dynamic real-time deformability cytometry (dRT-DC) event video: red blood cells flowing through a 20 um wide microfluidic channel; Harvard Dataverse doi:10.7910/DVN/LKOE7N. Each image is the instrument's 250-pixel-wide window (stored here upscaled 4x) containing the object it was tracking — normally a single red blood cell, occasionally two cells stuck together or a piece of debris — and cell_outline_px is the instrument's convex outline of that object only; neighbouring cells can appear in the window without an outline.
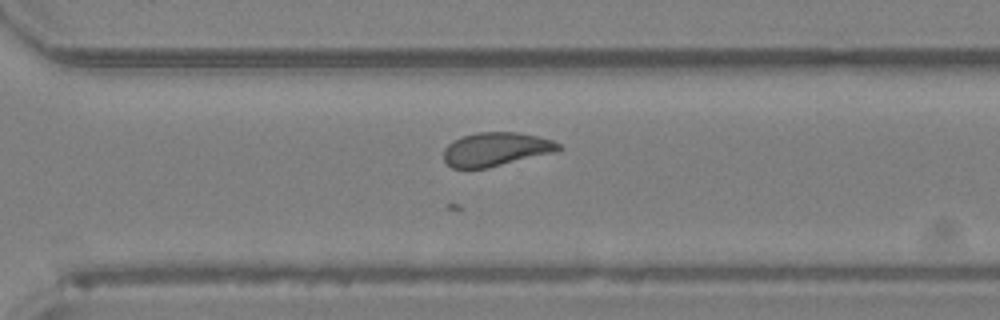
{"species": "Egyptian fruit bat (a non-hibernating species)", "species_latin": "Rousettus aegyptiacus", "temperature_condition": "room temperature", "stored_images_in_passage": 34, "camera_frame_rate_fps": 3000, "um_per_image_px": 0.085, "animal": {"sex": "female"}, "frame": {"image": 1, "passage_image": 20, "time_ms": 6.333, "image_size_px": [1000, 320], "cell_outline_px": [[564, 148], [556, 152], [488, 168], [452, 168], [444, 160], [444, 148], [448, 144], [464, 136], [476, 132], [516, 132], [536, 136], [552, 140], [560, 144]], "centroid_in_image_um": [42.18, 12.69], "position_along_channel_um": 328.4, "area_um2": 22.54}}
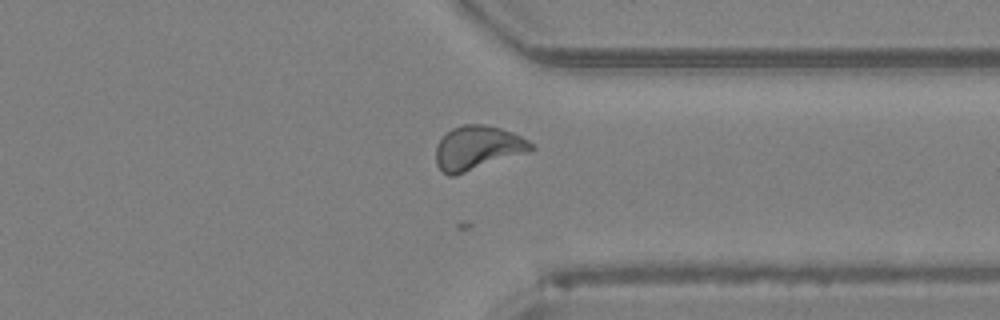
{"frame": {"image": 2, "passage_image": 23, "time_ms": 7.333, "image_size_px": [1000, 320], "cell_outline_px": [[536, 148], [532, 152], [456, 176], [448, 176], [440, 172], [436, 164], [436, 144], [452, 128], [464, 124], [484, 124], [500, 128], [512, 132], [528, 140]], "centroid_in_image_um": [40.61, 12.61], "position_along_channel_um": 370.8, "area_um2": 25.03}}
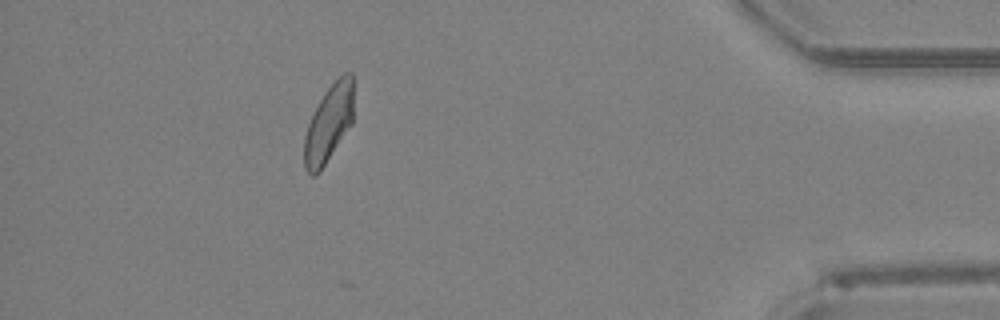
{"frame": {"image": 3, "passage_image": 29, "time_ms": 9.333, "image_size_px": [1000, 320], "cell_outline_px": [[352, 124], [320, 172], [316, 176], [312, 176], [304, 168], [304, 136], [312, 112], [324, 92], [344, 72], [352, 72]], "centroid_in_image_um": [27.91, 10.54], "position_along_channel_um": 407.3, "area_um2": 22.25}}